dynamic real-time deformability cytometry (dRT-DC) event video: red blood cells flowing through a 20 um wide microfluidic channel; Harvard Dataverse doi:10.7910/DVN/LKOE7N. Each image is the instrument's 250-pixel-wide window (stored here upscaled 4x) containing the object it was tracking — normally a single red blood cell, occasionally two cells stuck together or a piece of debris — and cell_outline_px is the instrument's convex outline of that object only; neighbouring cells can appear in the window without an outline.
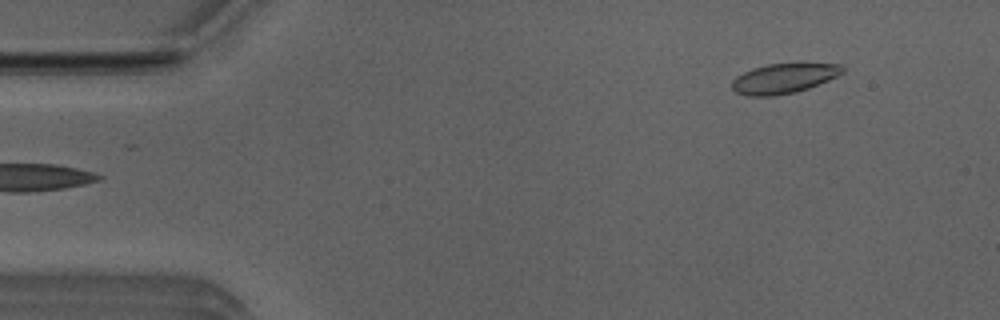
{"species": "Egyptian fruit bat (a non-hibernating species)", "species_latin": "Rousettus aegyptiacus", "temperature_condition": "room temperature", "stored_images_in_passage": 6, "camera_frame_rate_fps": 3000, "um_per_image_px": 0.085, "animal": {"sex": "male"}, "frame": {"image": 1, "passage_image": 1, "time_ms": 0.0, "image_size_px": [1000, 320], "cell_outline_px": [[844, 72], [828, 80], [808, 88], [796, 92], [772, 96], [748, 96], [736, 92], [732, 88], [732, 80], [736, 76], [752, 68], [768, 64], [800, 60], [840, 64], [844, 68]], "centroid_in_image_um": [66.67, 6.6], "position_along_channel_um": 18.3, "area_um2": 20.06}}